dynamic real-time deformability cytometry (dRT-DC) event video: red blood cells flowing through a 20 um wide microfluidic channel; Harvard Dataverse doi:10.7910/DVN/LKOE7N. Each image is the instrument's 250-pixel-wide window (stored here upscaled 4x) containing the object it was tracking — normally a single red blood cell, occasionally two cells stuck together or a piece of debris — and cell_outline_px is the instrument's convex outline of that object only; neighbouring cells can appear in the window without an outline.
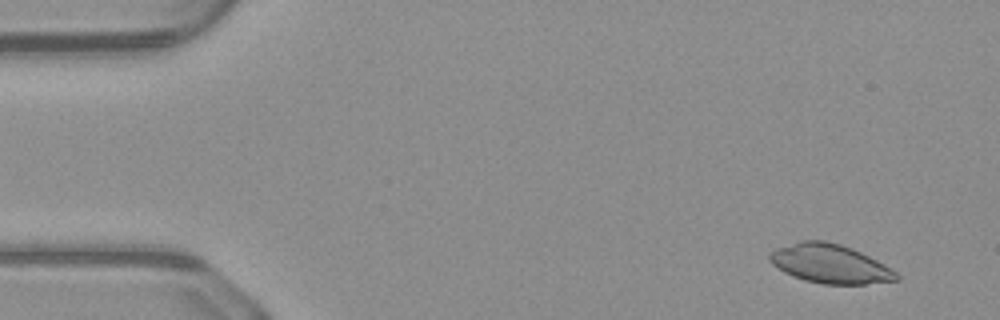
{"species": "common noctule bat (a hibernating species)", "species_latin": "Nyctalus noctula", "temperature_condition": "warm", "stored_images_in_passage": 51, "camera_frame_rate_fps": 3000, "um_per_image_px": 0.085, "animal": {"sex": "male", "body_mass_g": 23.1, "forearm_length_mm": 52.7}, "frame": {"image": 1, "passage_image": 4, "time_ms": 1.0, "image_size_px": [1000, 320], "cell_outline_px": [[900, 280], [864, 284], [824, 284], [804, 280], [784, 272], [772, 264], [768, 260], [768, 256], [776, 248], [800, 240], [824, 240], [840, 244], [852, 248], [884, 264], [896, 272], [900, 276]], "centroid_in_image_um": [70.54, 22.42], "position_along_channel_um": 14.5, "area_um2": 28.73}}
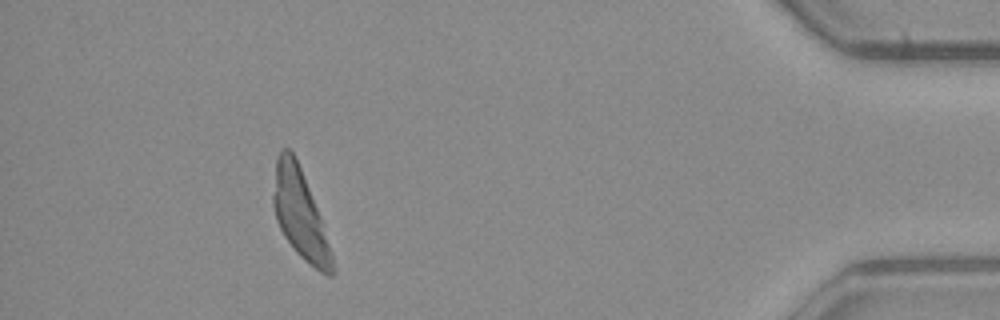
{"frame": {"image": 2, "passage_image": 46, "time_ms": 15.0, "image_size_px": [1000, 320], "cell_outline_px": [[336, 272], [332, 276], [328, 276], [320, 272], [300, 256], [296, 252], [284, 236], [276, 220], [272, 204], [272, 196], [276, 160], [280, 148], [288, 148], [292, 152], [300, 168], [320, 216], [332, 252]], "centroid_in_image_um": [25.5, 18.24], "position_along_channel_um": 409.7, "area_um2": 30.35}}